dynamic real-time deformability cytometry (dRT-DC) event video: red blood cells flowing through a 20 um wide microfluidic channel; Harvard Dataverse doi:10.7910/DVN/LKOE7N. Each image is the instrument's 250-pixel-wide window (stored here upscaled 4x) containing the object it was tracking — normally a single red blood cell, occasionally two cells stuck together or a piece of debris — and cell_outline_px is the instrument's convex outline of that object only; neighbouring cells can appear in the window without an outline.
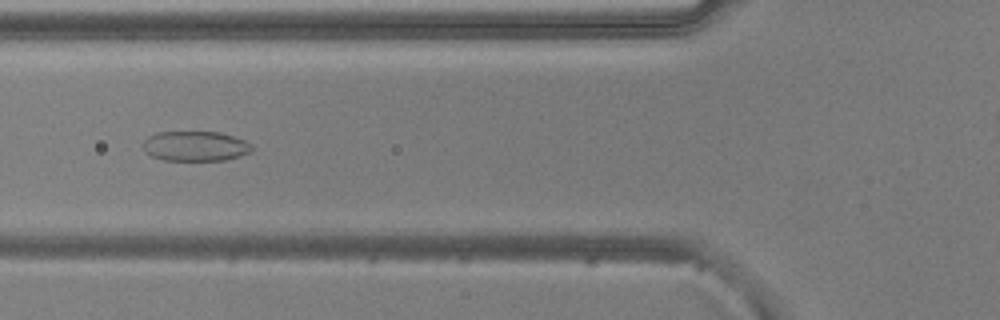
{"species": "common noctule bat (a hibernating species)", "species_latin": "Nyctalus noctula", "temperature_condition": "warm", "stored_images_in_passage": 39, "camera_frame_rate_fps": 3000, "um_per_image_px": 0.085, "animal": {"sex": "male", "body_mass_g": 20.5, "forearm_length_mm": 52.5}, "frame": {"image": 1, "passage_image": 12, "time_ms": 3.667, "image_size_px": [1000, 320], "cell_outline_px": [[252, 152], [240, 156], [224, 160], [164, 160], [152, 156], [144, 152], [144, 140], [148, 136], [156, 132], [220, 132], [244, 140], [252, 144]], "centroid_in_image_um": [16.61, 12.42], "position_along_channel_um": 109.2, "area_um2": 19.02}}
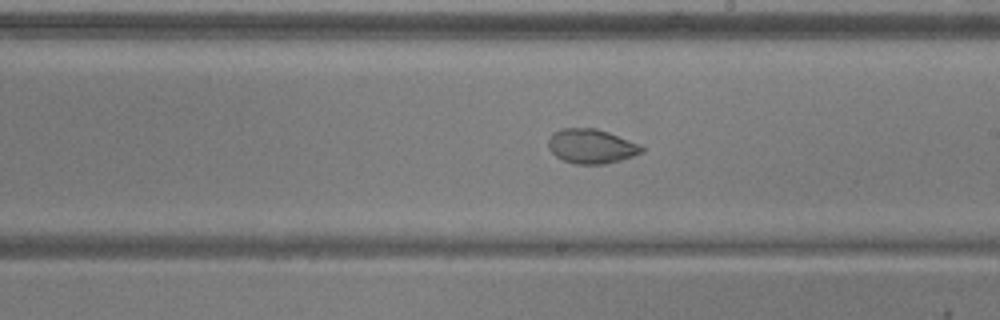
{"frame": {"image": 2, "passage_image": 22, "time_ms": 7.0, "image_size_px": [1000, 320], "cell_outline_px": [[644, 152], [620, 160], [604, 164], [576, 164], [564, 160], [556, 156], [548, 148], [548, 140], [552, 132], [560, 128], [596, 128], [608, 132], [640, 144], [644, 148]], "centroid_in_image_um": [50.25, 12.42], "position_along_channel_um": 238.8, "area_um2": 18.79}}
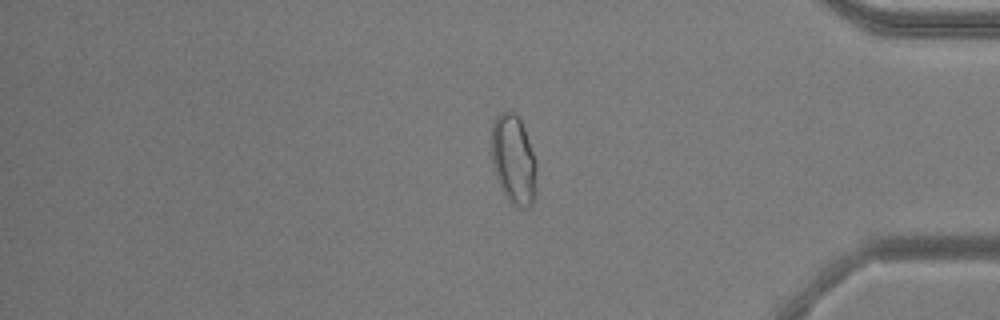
{"frame": {"image": 3, "passage_image": 36, "time_ms": 11.667, "image_size_px": [1000, 320], "cell_outline_px": [[536, 192], [532, 204], [528, 208], [520, 208], [508, 200], [496, 176], [492, 160], [492, 124], [496, 116], [500, 112], [512, 112], [520, 120], [524, 128], [536, 160]], "centroid_in_image_um": [43.67, 13.59], "position_along_channel_um": 391.5, "area_um2": 23.29}}